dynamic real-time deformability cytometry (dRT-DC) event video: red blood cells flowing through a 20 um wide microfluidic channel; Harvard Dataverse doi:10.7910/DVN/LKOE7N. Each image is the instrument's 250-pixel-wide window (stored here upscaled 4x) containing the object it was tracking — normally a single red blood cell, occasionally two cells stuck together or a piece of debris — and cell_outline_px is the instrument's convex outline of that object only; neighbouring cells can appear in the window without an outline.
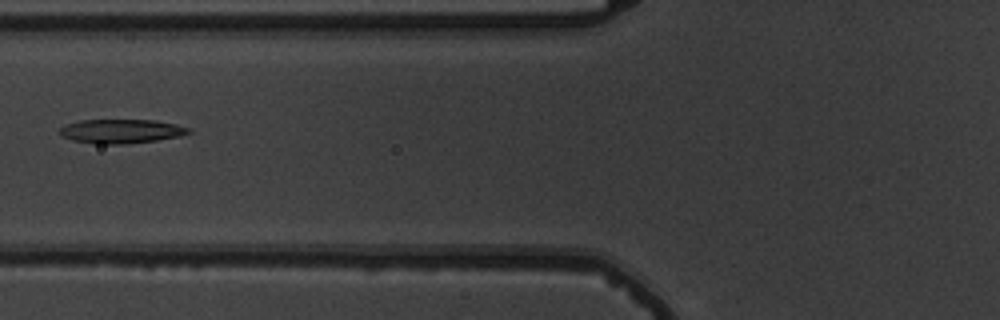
{"species": "common noctule bat (a hibernating species)", "species_latin": "Nyctalus noctula", "temperature_condition": "warm", "stored_images_in_passage": 4, "camera_frame_rate_fps": 3000, "um_per_image_px": 0.085, "animal": {"sex": "male", "body_mass_g": 19.5, "forearm_length_mm": 54.6}, "frame": {"image": 1, "passage_image": 3, "time_ms": 2.333, "image_size_px": [1000, 320], "cell_outline_px": [[192, 132], [180, 136], [156, 140], [124, 144], [96, 144], [72, 140], [56, 132], [64, 124], [80, 120], [156, 120], [176, 124], [192, 128]], "centroid_in_image_um": [10.3, 11.15], "position_along_channel_um": 115.5, "area_um2": 18.26}}
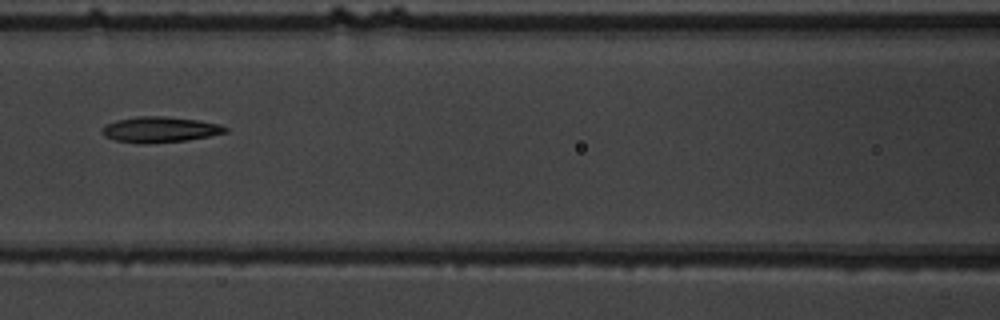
{"frame": {"image": 2, "passage_image": 4, "time_ms": 3.333, "image_size_px": [1000, 320], "cell_outline_px": [[228, 132], [188, 140], [144, 144], [140, 144], [116, 140], [104, 136], [100, 132], [104, 124], [116, 120], [136, 116], [164, 116], [200, 120], [220, 124], [228, 128]], "centroid_in_image_um": [13.57, 11.01], "position_along_channel_um": 153.0, "area_um2": 18.67}}